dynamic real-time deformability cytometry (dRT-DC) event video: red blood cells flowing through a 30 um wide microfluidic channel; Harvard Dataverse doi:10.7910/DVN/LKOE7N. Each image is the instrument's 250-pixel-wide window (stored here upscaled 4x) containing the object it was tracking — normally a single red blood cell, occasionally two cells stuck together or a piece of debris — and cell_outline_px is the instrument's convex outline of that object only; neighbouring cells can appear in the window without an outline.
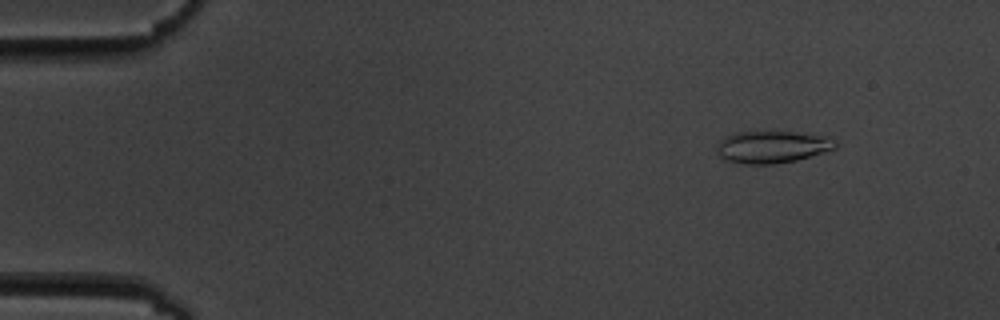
{"species": "common noctule bat (a hibernating species)", "species_latin": "Nyctalus noctula", "temperature_condition": "cold", "stored_images_in_passage": 8, "camera_frame_rate_fps": 3000, "um_per_image_px": 0.085, "animal": {"sex": "male", "body_mass_g": 19.5, "forearm_length_mm": 54.6}, "frame": {"image": 1, "passage_image": 1, "time_ms": 0.0, "image_size_px": [1000, 320], "cell_outline_px": [[836, 148], [796, 160], [772, 164], [744, 164], [724, 160], [716, 152], [716, 148], [720, 140], [724, 136], [736, 132], [792, 132], [828, 136], [836, 140]], "centroid_in_image_um": [65.6, 12.49], "position_along_channel_um": 19.4, "area_um2": 22.2}}
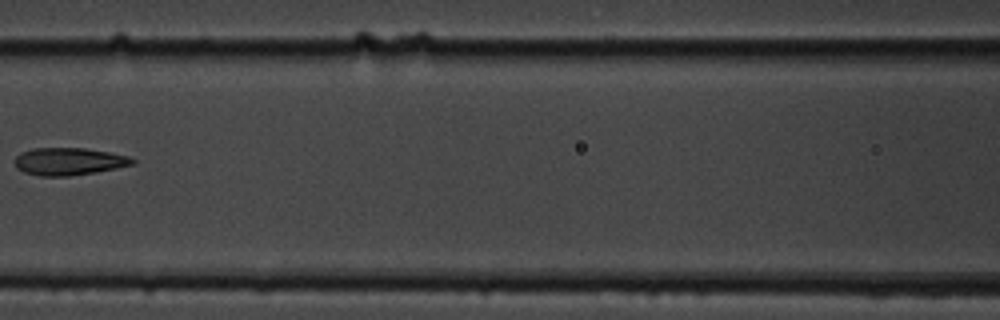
{"frame": {"image": 2, "passage_image": 7, "time_ms": 6.667, "image_size_px": [1000, 320], "cell_outline_px": [[136, 164], [96, 172], [68, 176], [40, 176], [24, 172], [16, 168], [16, 156], [20, 152], [32, 148], [84, 148], [108, 152], [128, 156], [136, 160]], "centroid_in_image_um": [5.86, 13.72], "position_along_channel_um": 160.7, "area_um2": 18.84}}
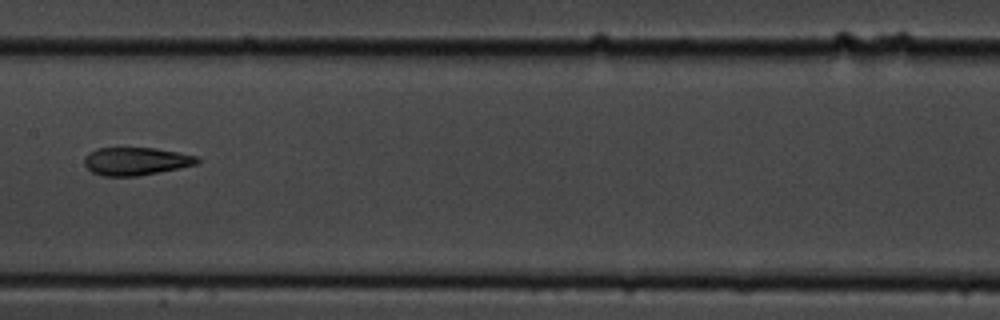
{"frame": {"image": 3, "passage_image": 8, "time_ms": 7.667, "image_size_px": [1000, 320], "cell_outline_px": [[200, 160], [196, 164], [136, 176], [100, 176], [92, 172], [84, 164], [84, 156], [88, 152], [96, 148], [156, 148], [196, 156]], "centroid_in_image_um": [11.47, 13.7], "position_along_channel_um": 195.9, "area_um2": 18.15}}